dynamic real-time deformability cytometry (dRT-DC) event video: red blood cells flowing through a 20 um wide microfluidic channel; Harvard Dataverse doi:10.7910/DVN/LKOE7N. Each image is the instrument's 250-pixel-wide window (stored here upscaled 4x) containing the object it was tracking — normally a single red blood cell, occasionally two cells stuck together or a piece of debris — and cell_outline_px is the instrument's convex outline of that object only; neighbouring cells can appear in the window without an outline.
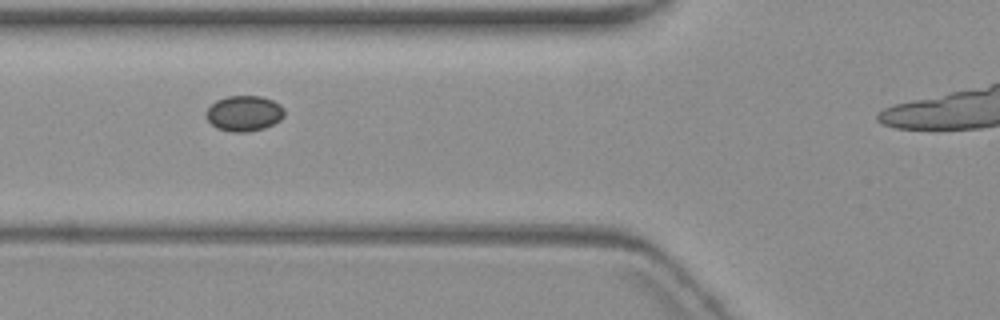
{"species": "common noctule bat (a hibernating species)", "species_latin": "Nyctalus noctula", "temperature_condition": "warm", "stored_images_in_passage": 14, "camera_frame_rate_fps": 3000, "um_per_image_px": 0.085, "animal": {"sex": "female", "body_mass_g": 19.3, "forearm_length_mm": 54.1}, "frame": {"image": 1, "passage_image": 7, "time_ms": 8.0, "image_size_px": [1000, 320], "cell_outline_px": [[284, 116], [280, 120], [264, 128], [248, 132], [232, 132], [216, 128], [208, 120], [208, 108], [216, 100], [228, 96], [260, 96], [272, 100], [280, 104], [284, 108]], "centroid_in_image_um": [20.78, 9.64], "position_along_channel_um": 105.0, "area_um2": 16.07}}
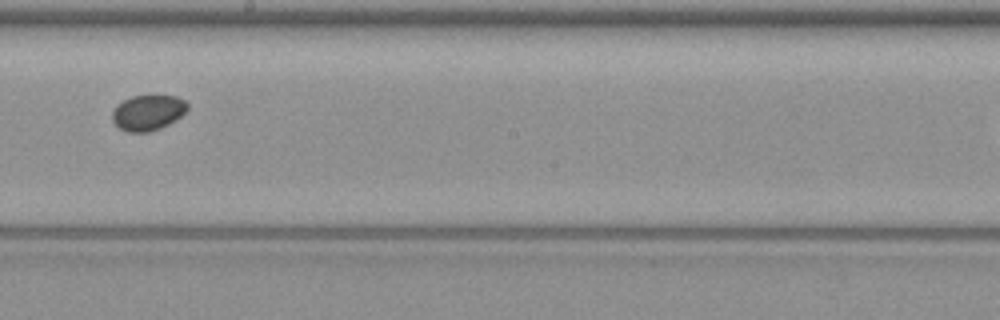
{"frame": {"image": 2, "passage_image": 10, "time_ms": 11.667, "image_size_px": [1000, 320], "cell_outline_px": [[188, 108], [180, 116], [168, 124], [160, 128], [148, 132], [128, 132], [120, 128], [112, 120], [112, 112], [116, 104], [132, 96], [176, 96], [184, 100], [188, 104]], "centroid_in_image_um": [12.55, 9.57], "position_along_channel_um": 235.7, "area_um2": 15.37}}
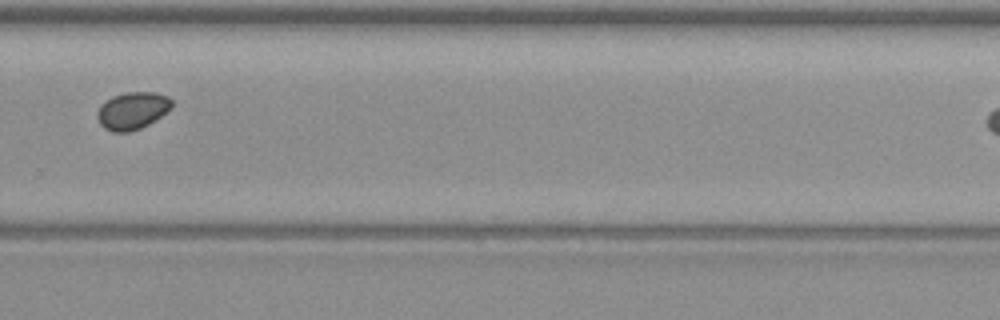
{"frame": {"image": 3, "passage_image": 12, "time_ms": 14.0, "image_size_px": [1000, 320], "cell_outline_px": [[172, 108], [148, 124], [140, 128], [128, 132], [112, 132], [104, 128], [100, 124], [100, 108], [112, 96], [128, 92], [156, 92], [168, 96], [172, 100]], "centroid_in_image_um": [11.32, 9.4], "position_along_channel_um": 318.5, "area_um2": 15.78}}